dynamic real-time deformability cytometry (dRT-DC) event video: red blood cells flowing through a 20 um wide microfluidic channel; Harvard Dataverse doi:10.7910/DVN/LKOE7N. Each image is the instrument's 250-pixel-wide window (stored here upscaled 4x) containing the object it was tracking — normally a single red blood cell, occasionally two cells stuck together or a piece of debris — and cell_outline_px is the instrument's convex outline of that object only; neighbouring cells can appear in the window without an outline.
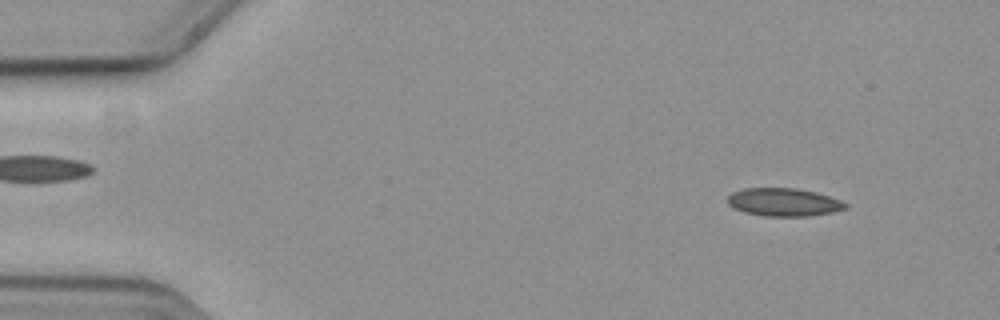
{"species": "common noctule bat (a hibernating species)", "species_latin": "Nyctalus noctula", "temperature_condition": "cold", "stored_images_in_passage": 10, "camera_frame_rate_fps": 3000, "um_per_image_px": 0.085, "animal": {"sex": "female", "body_mass_g": 19.3, "forearm_length_mm": 54.1}, "frame": {"image": 1, "passage_image": 5, "time_ms": 1.333, "image_size_px": [1000, 320], "cell_outline_px": [[848, 208], [832, 212], [808, 216], [764, 216], [744, 212], [732, 208], [728, 204], [728, 196], [732, 192], [744, 188], [796, 188], [816, 192], [840, 200], [848, 204]], "centroid_in_image_um": [66.6, 17.18], "position_along_channel_um": 18.4, "area_um2": 19.31}}